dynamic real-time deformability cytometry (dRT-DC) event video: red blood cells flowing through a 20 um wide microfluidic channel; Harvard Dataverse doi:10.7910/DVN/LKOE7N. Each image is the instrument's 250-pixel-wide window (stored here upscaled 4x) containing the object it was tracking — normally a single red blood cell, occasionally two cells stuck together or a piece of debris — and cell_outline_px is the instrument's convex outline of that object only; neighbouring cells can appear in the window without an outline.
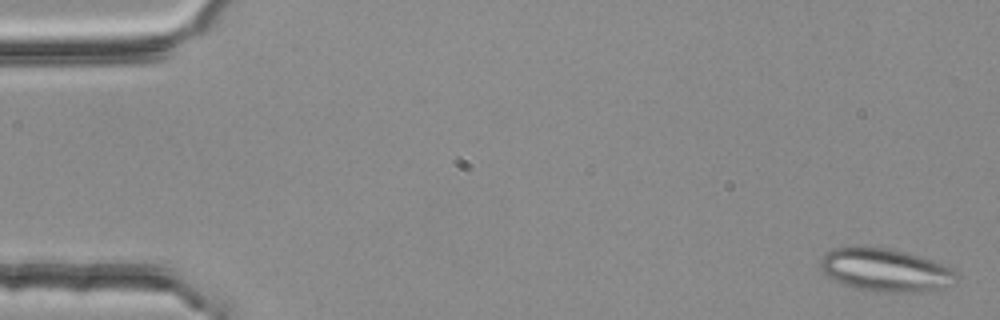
{"species": "common noctule bat (a hibernating species)", "species_latin": "Nyctalus noctula", "temperature_condition": "room temperature", "stored_images_in_passage": 4, "camera_frame_rate_fps": 3000, "um_per_image_px": 0.085, "animal": {"sex": "female", "body_mass_g": 25.1}, "frame": {"image": 1, "passage_image": 1, "time_ms": 0.0, "image_size_px": [1000, 320], "cell_outline_px": [[956, 276], [940, 288], [920, 292], [872, 292], [844, 284], [832, 280], [820, 268], [820, 256], [824, 252], [832, 248], [860, 244], [908, 252], [932, 260], [952, 268], [956, 272]], "centroid_in_image_um": [75.14, 22.91], "position_along_channel_um": 9.9, "area_um2": 34.33}}